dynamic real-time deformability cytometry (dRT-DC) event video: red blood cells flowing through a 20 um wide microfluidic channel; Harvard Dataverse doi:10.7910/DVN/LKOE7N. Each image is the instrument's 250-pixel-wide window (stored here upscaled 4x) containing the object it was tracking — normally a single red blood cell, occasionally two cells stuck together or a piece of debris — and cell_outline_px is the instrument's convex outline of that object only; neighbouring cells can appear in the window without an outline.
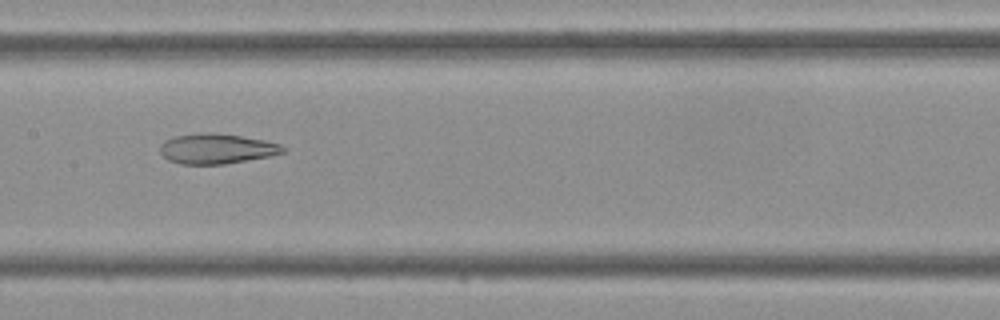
{"species": "Egyptian fruit bat (a non-hibernating species)", "species_latin": "Rousettus aegyptiacus", "temperature_condition": "cold", "stored_images_in_passage": 45, "camera_frame_rate_fps": 3000, "um_per_image_px": 0.085, "frame": {"image": 1, "passage_image": 22, "time_ms": 7.0, "image_size_px": [1000, 320], "cell_outline_px": [[288, 148], [284, 152], [268, 156], [224, 164], [180, 164], [168, 160], [160, 152], [160, 144], [164, 140], [172, 136], [200, 132], [240, 136], [264, 140], [280, 144]], "centroid_in_image_um": [18.38, 12.64], "position_along_channel_um": 189.0, "area_um2": 21.5}}
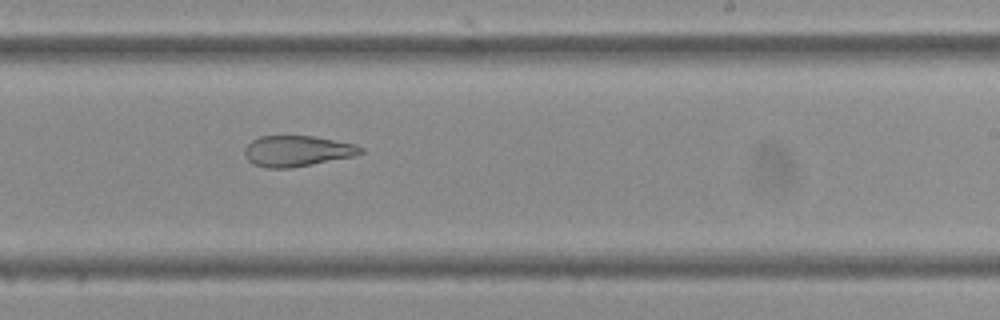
{"frame": {"image": 2, "passage_image": 27, "time_ms": 8.667, "image_size_px": [1000, 320], "cell_outline_px": [[364, 152], [352, 156], [292, 168], [264, 168], [252, 164], [244, 156], [244, 148], [252, 140], [260, 136], [316, 136], [356, 144], [364, 148]], "centroid_in_image_um": [25.23, 12.83], "position_along_channel_um": 263.8, "area_um2": 20.98}}
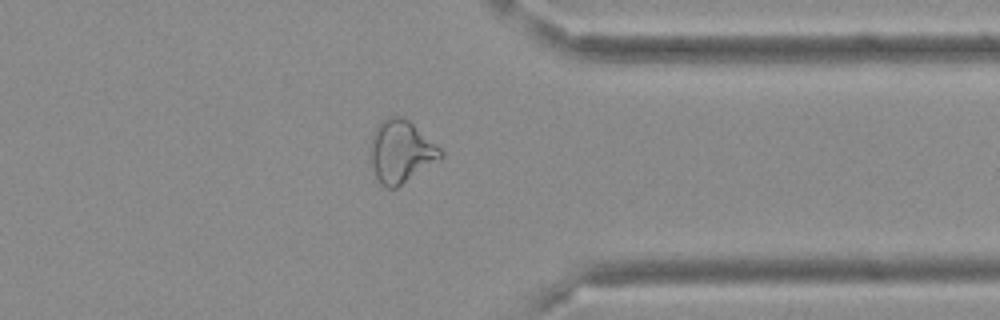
{"frame": {"image": 3, "passage_image": 35, "time_ms": 11.333, "image_size_px": [1000, 320], "cell_outline_px": [[444, 156], [396, 188], [384, 188], [380, 184], [376, 176], [372, 164], [372, 136], [380, 120], [392, 116], [400, 116], [408, 120], [440, 148], [444, 152]], "centroid_in_image_um": [34.09, 12.89], "position_along_channel_um": 377.3, "area_um2": 24.97}}